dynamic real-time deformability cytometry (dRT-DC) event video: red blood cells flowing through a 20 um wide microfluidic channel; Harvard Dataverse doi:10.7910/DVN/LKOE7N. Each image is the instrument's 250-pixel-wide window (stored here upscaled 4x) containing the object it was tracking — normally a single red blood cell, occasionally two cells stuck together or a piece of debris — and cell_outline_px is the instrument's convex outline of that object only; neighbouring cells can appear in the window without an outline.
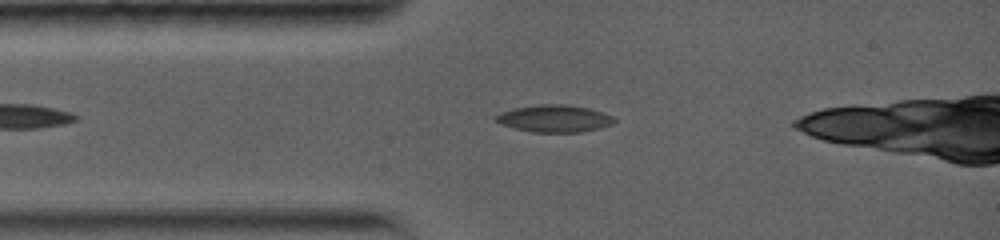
{"species": "common noctule bat (a hibernating species)", "species_latin": "Nyctalus noctula", "temperature_condition": "warm", "stored_images_in_passage": 27, "camera_frame_rate_fps": 5000, "um_per_image_px": 0.085, "animal": {"sex": "female", "body_mass_g": 19.0, "forearm_length_mm": 56.7}, "frame": {"image": 1, "passage_image": 7, "time_ms": 2.2, "image_size_px": [1000, 240], "cell_outline_px": [[616, 120], [612, 124], [600, 128], [580, 132], [532, 132], [500, 124], [492, 120], [500, 112], [512, 108], [540, 104], [568, 104], [588, 108], [612, 116]], "centroid_in_image_um": [47.08, 10.07], "position_along_channel_um": 37.9, "area_um2": 18.79}}
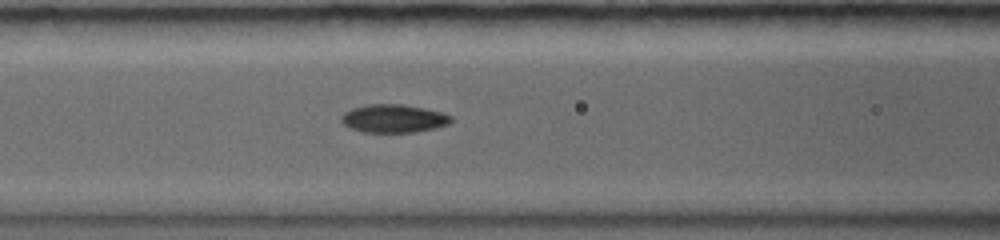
{"frame": {"image": 2, "passage_image": 16, "time_ms": 4.8, "image_size_px": [1000, 240], "cell_outline_px": [[452, 120], [448, 124], [436, 128], [416, 132], [364, 132], [348, 128], [340, 120], [340, 116], [344, 112], [352, 108], [368, 104], [400, 104], [424, 108], [440, 112], [452, 116]], "centroid_in_image_um": [33.42, 10.08], "position_along_channel_um": 133.2, "area_um2": 18.09}}
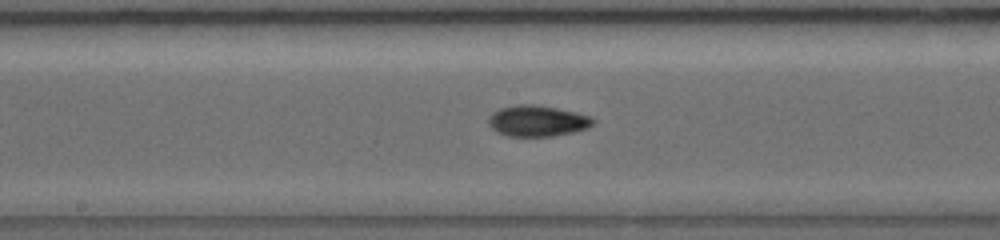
{"frame": {"image": 3, "passage_image": 22, "time_ms": 6.6, "image_size_px": [1000, 240], "cell_outline_px": [[596, 120], [588, 128], [572, 132], [552, 136], [508, 136], [496, 132], [488, 124], [488, 116], [492, 112], [500, 108], [520, 104], [532, 104], [556, 108], [576, 112], [592, 116]], "centroid_in_image_um": [45.66, 10.27], "position_along_channel_um": 202.5, "area_um2": 18.96}}